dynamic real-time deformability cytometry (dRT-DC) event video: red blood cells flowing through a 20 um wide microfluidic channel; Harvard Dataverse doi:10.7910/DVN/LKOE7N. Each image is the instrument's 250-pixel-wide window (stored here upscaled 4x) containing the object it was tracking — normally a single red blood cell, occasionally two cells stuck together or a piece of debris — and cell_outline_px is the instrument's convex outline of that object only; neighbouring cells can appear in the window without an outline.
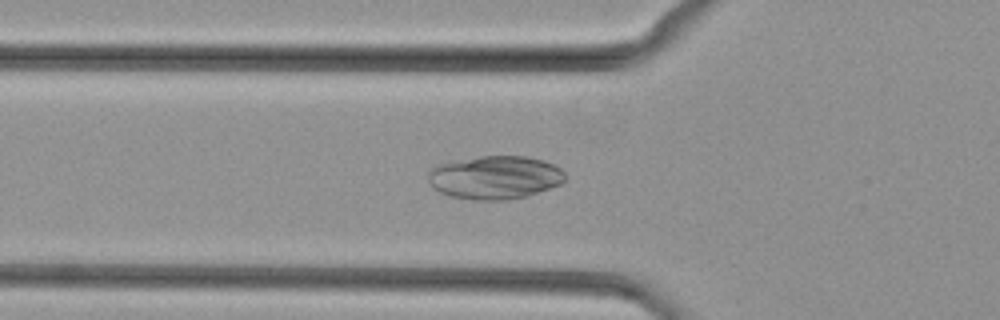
{"species": "common noctule bat (a hibernating species)", "species_latin": "Nyctalus noctula", "temperature_condition": "cold", "stored_images_in_passage": 46, "camera_frame_rate_fps": 3000, "um_per_image_px": 0.085, "animal": {"sex": "female", "body_mass_g": 29.2, "forearm_length_mm": 56.3}, "frame": {"image": 1, "passage_image": 14, "time_ms": 4.333, "image_size_px": [1000, 320], "cell_outline_px": [[564, 180], [560, 184], [528, 196], [504, 200], [476, 200], [452, 196], [440, 192], [432, 188], [428, 180], [428, 172], [436, 164], [448, 160], [480, 156], [528, 156], [544, 160], [560, 168], [564, 172]], "centroid_in_image_um": [42.02, 15.06], "position_along_channel_um": 83.8, "area_um2": 34.91}}
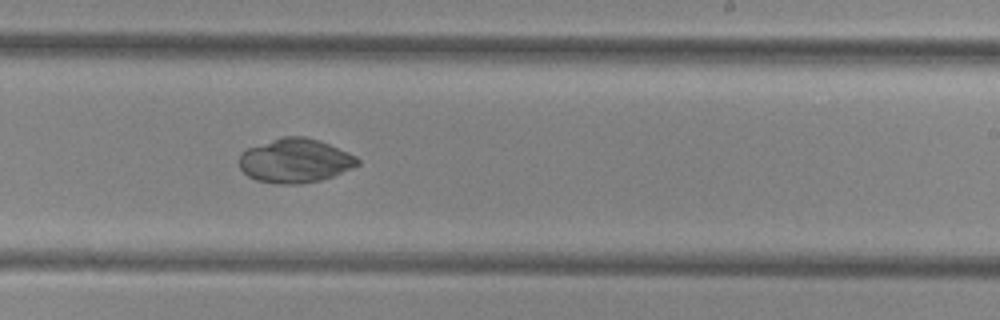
{"frame": {"image": 2, "passage_image": 27, "time_ms": 8.667, "image_size_px": [1000, 320], "cell_outline_px": [[360, 164], [352, 168], [332, 176], [320, 180], [300, 184], [276, 184], [256, 180], [248, 176], [240, 168], [240, 152], [248, 148], [284, 136], [304, 136], [320, 140], [348, 152], [356, 156], [360, 160]], "centroid_in_image_um": [25.09, 13.66], "position_along_channel_um": 263.9, "area_um2": 30.4}}
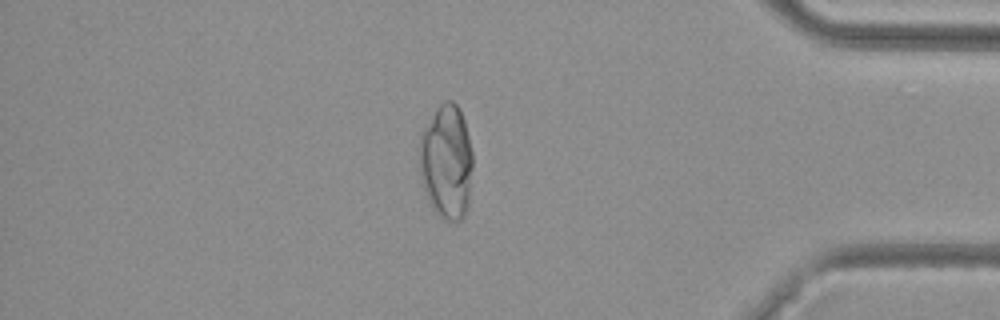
{"frame": {"image": 3, "passage_image": 39, "time_ms": 12.667, "image_size_px": [1000, 320], "cell_outline_px": [[472, 168], [468, 204], [464, 216], [460, 220], [448, 220], [440, 216], [428, 204], [424, 192], [420, 176], [420, 132], [440, 104], [444, 100], [452, 100], [460, 108], [464, 120], [472, 152]], "centroid_in_image_um": [37.94, 13.75], "position_along_channel_um": 397.3, "area_um2": 35.72}}